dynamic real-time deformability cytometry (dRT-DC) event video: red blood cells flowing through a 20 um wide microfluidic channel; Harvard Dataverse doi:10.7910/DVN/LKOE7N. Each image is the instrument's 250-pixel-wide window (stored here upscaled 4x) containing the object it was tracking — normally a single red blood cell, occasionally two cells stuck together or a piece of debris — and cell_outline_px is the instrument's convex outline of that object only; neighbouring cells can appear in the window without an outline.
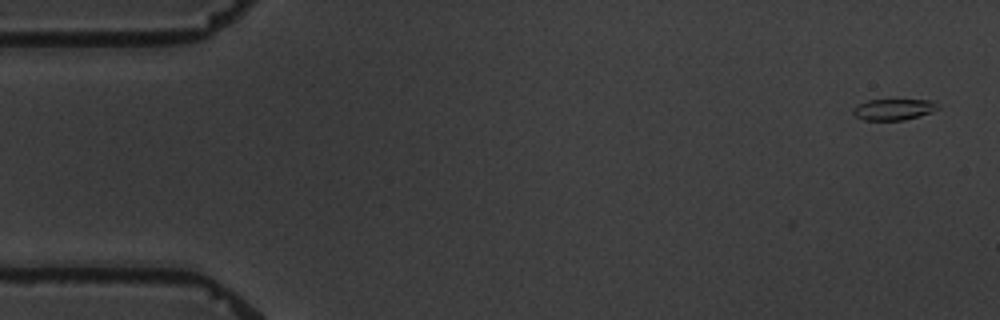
{"species": "common noctule bat (a hibernating species)", "species_latin": "Nyctalus noctula", "temperature_condition": "warm", "stored_images_in_passage": 6, "camera_frame_rate_fps": 3000, "um_per_image_px": 0.085, "animal": {"sex": "male", "body_mass_g": 19.5, "forearm_length_mm": 54.6}, "frame": {"image": 1, "passage_image": 1, "time_ms": 0.0, "image_size_px": [1000, 320], "cell_outline_px": [[940, 108], [932, 112], [904, 120], [864, 120], [856, 116], [852, 112], [852, 108], [868, 100], [936, 100], [940, 104]], "centroid_in_image_um": [76.02, 9.29], "position_along_channel_um": 9.0, "area_um2": 10.52}}